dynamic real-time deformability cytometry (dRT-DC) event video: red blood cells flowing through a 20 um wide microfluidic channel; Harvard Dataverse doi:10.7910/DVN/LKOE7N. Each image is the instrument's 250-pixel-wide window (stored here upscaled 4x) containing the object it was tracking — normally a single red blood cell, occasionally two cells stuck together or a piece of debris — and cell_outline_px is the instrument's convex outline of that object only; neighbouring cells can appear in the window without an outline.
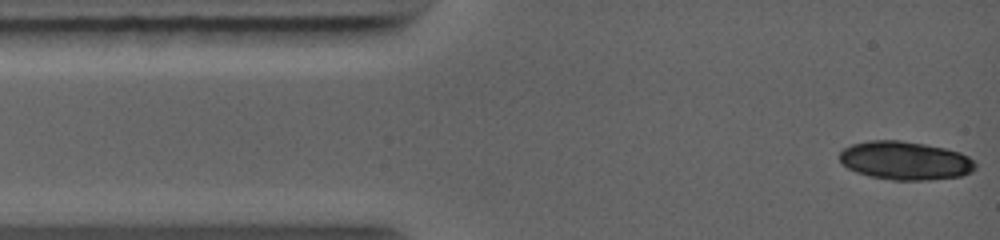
{"species": "common noctule bat (a hibernating species)", "species_latin": "Nyctalus noctula", "temperature_condition": "warm", "stored_images_in_passage": 3, "camera_frame_rate_fps": 5000, "um_per_image_px": 0.085, "animal": {"sex": "female", "body_mass_g": 19.0, "forearm_length_mm": 56.7}, "frame": {"image": 1, "passage_image": 1, "time_ms": 0.0, "image_size_px": [1000, 240], "cell_outline_px": [[976, 168], [972, 172], [960, 176], [928, 180], [892, 180], [868, 176], [856, 172], [848, 168], [840, 160], [840, 152], [844, 148], [852, 144], [868, 140], [900, 140], [924, 144], [944, 148], [960, 152], [968, 156], [976, 164]], "centroid_in_image_um": [76.94, 13.65], "position_along_channel_um": 8.1, "area_um2": 30.46}}